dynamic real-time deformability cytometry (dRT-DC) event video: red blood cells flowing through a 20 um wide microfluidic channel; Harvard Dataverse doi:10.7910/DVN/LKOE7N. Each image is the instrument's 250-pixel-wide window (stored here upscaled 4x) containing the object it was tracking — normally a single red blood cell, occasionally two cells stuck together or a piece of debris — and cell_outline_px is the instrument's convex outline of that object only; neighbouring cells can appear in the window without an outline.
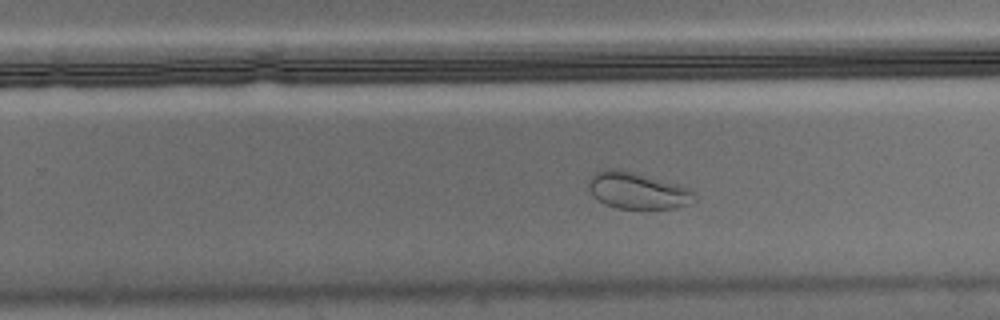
{"species": "Egyptian fruit bat (a non-hibernating species)", "species_latin": "Rousettus aegyptiacus", "temperature_condition": "warm", "stored_images_in_passage": 53, "camera_frame_rate_fps": 3000, "um_per_image_px": 0.085, "animal": {"sex": "male"}, "frame": {"image": 1, "passage_image": 32, "time_ms": 10.333, "image_size_px": [1000, 320], "cell_outline_px": [[696, 200], [688, 204], [676, 208], [616, 208], [604, 204], [592, 196], [588, 188], [588, 180], [596, 172], [608, 168], [620, 168], [692, 188], [696, 196]], "centroid_in_image_um": [54.18, 16.19], "position_along_channel_um": 275.6, "area_um2": 22.83}}
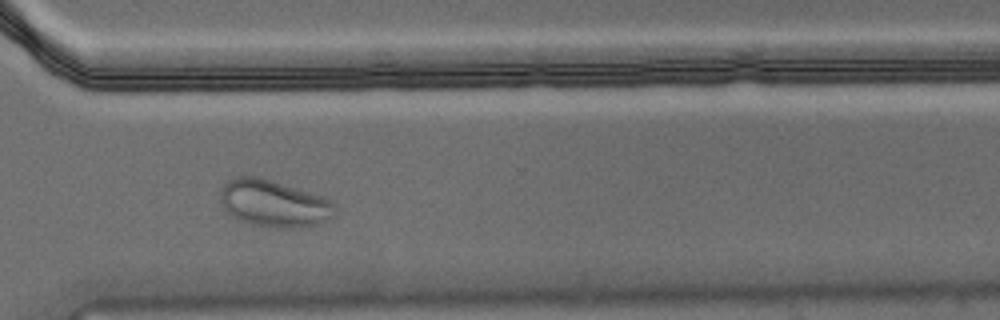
{"frame": {"image": 2, "passage_image": 38, "time_ms": 12.333, "image_size_px": [1000, 320], "cell_outline_px": [[340, 212], [332, 220], [308, 228], [268, 228], [252, 224], [240, 220], [232, 216], [224, 208], [220, 200], [220, 192], [224, 184], [228, 180], [236, 176], [260, 176], [332, 200], [336, 204]], "centroid_in_image_um": [23.36, 17.33], "position_along_channel_um": 347.2, "area_um2": 32.19}}
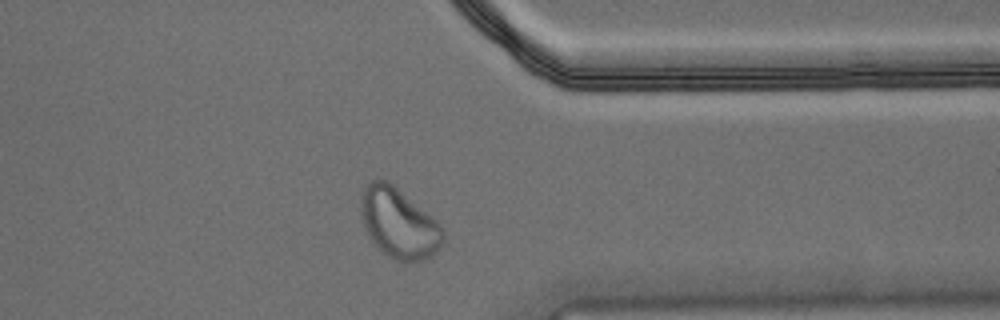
{"frame": {"image": 3, "passage_image": 41, "time_ms": 13.333, "image_size_px": [1000, 320], "cell_outline_px": [[444, 240], [440, 248], [432, 256], [424, 260], [404, 264], [380, 252], [372, 244], [368, 236], [364, 224], [360, 208], [360, 204], [364, 188], [372, 180], [388, 180], [436, 220], [444, 228]], "centroid_in_image_um": [33.91, 19.03], "position_along_channel_um": 377.5, "area_um2": 33.87}}